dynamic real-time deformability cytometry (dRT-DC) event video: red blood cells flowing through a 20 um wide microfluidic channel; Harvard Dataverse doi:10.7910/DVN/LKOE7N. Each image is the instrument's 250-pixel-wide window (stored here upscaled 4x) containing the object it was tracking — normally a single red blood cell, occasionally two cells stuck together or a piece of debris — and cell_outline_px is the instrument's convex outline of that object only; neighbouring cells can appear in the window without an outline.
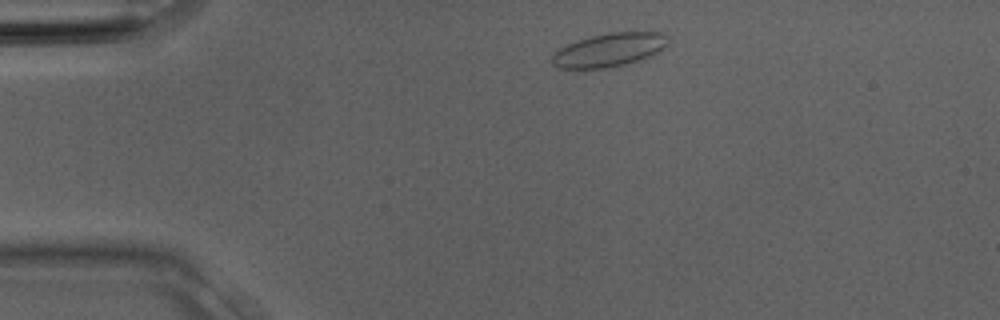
{"species": "Egyptian fruit bat (a non-hibernating species)", "species_latin": "Rousettus aegyptiacus", "temperature_condition": "room temperature", "stored_images_in_passage": 2, "camera_frame_rate_fps": 3000, "um_per_image_px": 0.085, "animal": {"sex": "male"}, "frame": {"image": 1, "passage_image": 1, "time_ms": 0.0, "image_size_px": [1000, 320], "cell_outline_px": [[668, 44], [664, 48], [644, 60], [604, 68], [560, 68], [552, 64], [552, 52], [576, 40], [608, 32], [664, 32], [668, 36]], "centroid_in_image_um": [51.81, 4.23], "position_along_channel_um": 33.2, "area_um2": 22.83}}